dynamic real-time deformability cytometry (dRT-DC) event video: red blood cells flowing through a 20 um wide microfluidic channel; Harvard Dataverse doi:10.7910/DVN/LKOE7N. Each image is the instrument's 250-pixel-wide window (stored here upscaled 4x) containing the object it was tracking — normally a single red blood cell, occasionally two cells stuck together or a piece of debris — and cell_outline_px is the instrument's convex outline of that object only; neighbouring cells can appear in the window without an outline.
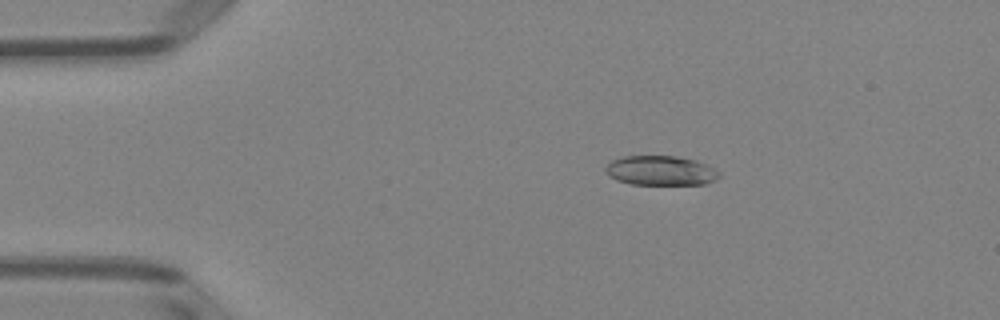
{"species": "Egyptian fruit bat (a non-hibernating species)", "species_latin": "Rousettus aegyptiacus", "temperature_condition": "room temperature", "stored_images_in_passage": 43, "camera_frame_rate_fps": 3000, "um_per_image_px": 0.085, "animal": {"sex": "female"}, "frame": {"image": 1, "passage_image": 2, "time_ms": 0.333, "image_size_px": [1000, 320], "cell_outline_px": [[720, 176], [704, 184], [632, 184], [616, 180], [608, 176], [604, 172], [604, 168], [612, 160], [624, 156], [676, 156], [696, 160], [708, 164], [720, 172]], "centroid_in_image_um": [56.13, 14.49], "position_along_channel_um": 28.9, "area_um2": 19.65}}
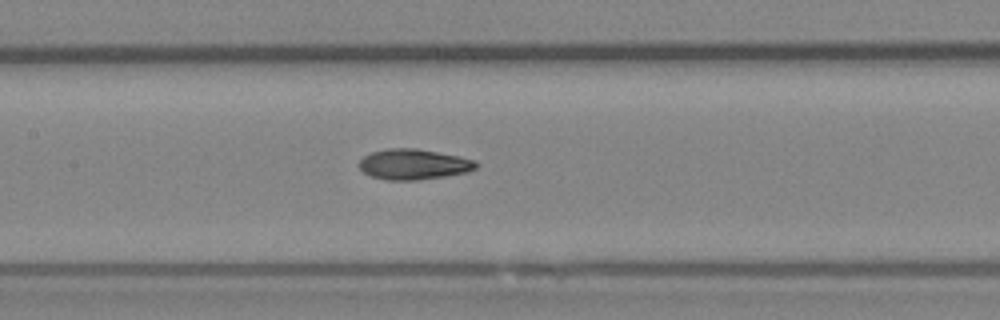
{"frame": {"image": 2, "passage_image": 17, "time_ms": 5.333, "image_size_px": [1000, 320], "cell_outline_px": [[480, 164], [476, 168], [468, 172], [444, 176], [416, 180], [388, 180], [368, 176], [360, 168], [360, 160], [364, 156], [372, 152], [388, 148], [416, 148], [460, 156], [476, 160]], "centroid_in_image_um": [35.19, 13.96], "position_along_channel_um": 172.2, "area_um2": 20.87}}
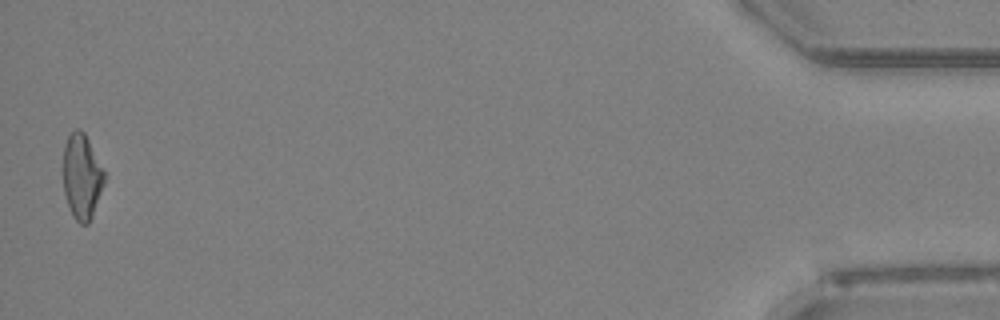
{"frame": {"image": 3, "passage_image": 43, "time_ms": 14.0, "image_size_px": [1000, 320], "cell_outline_px": [[104, 184], [92, 216], [88, 224], [80, 224], [72, 216], [64, 192], [64, 144], [68, 136], [76, 128], [80, 128], [84, 132], [104, 172]], "centroid_in_image_um": [6.95, 15.02], "position_along_channel_um": 428.3, "area_um2": 20.06}, "authors_computed_cell_mechanics": {"area_um2": 20.4612, "velocity_mm_per_s": 4.0063, "shape_relaxation_time_tau1_ms": 7.1439, "shape_relaxation_time_tau2_ms": 2.5797, "deformation_change_tau1": 0.1858, "deformation_change_tau2": 0.0967}}